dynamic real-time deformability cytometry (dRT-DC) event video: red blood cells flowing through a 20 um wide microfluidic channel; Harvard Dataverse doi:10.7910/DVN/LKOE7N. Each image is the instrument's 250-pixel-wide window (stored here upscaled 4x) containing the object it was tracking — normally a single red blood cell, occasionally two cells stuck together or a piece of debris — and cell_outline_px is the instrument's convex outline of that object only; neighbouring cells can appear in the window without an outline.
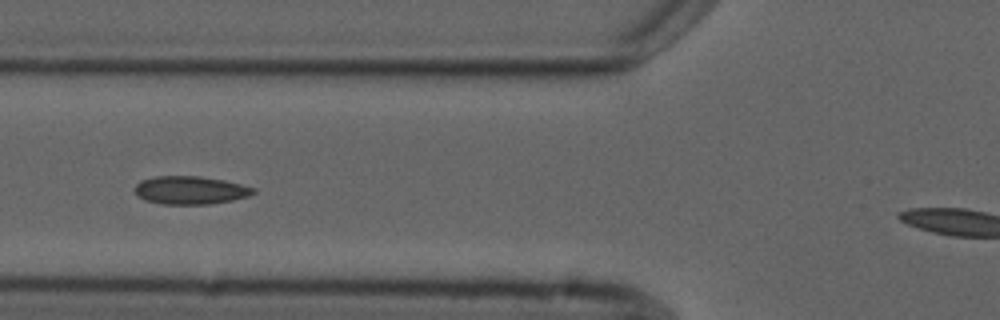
{"species": "common noctule bat (a hibernating species)", "species_latin": "Nyctalus noctula", "temperature_condition": "cold", "stored_images_in_passage": 7, "segment_of_instrument_passage": [1, 2], "camera_frame_rate_fps": 3000, "um_per_image_px": 0.085, "animal": {"sex": "male", "forearm_length_mm": 52.5}, "frame": {"image": 1, "passage_image": 5, "time_ms": 4.667, "image_size_px": [1000, 320], "cell_outline_px": [[256, 192], [248, 196], [232, 200], [208, 204], [164, 204], [144, 200], [136, 192], [136, 184], [140, 180], [156, 176], [200, 176], [224, 180], [256, 188]], "centroid_in_image_um": [16.2, 16.16], "position_along_channel_um": 109.6, "area_um2": 19.31}}
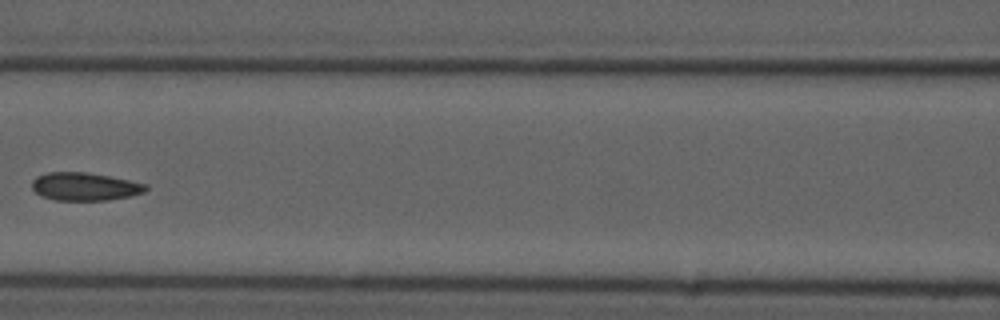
{"frame": {"image": 2, "passage_image": 6, "time_ms": 6.0, "image_size_px": [1000, 320], "cell_outline_px": [[148, 188], [144, 192], [132, 196], [108, 200], [52, 200], [40, 196], [32, 188], [32, 180], [36, 176], [48, 172], [88, 172], [148, 184]], "centroid_in_image_um": [7.19, 15.86], "position_along_channel_um": 159.4, "area_um2": 18.73}}